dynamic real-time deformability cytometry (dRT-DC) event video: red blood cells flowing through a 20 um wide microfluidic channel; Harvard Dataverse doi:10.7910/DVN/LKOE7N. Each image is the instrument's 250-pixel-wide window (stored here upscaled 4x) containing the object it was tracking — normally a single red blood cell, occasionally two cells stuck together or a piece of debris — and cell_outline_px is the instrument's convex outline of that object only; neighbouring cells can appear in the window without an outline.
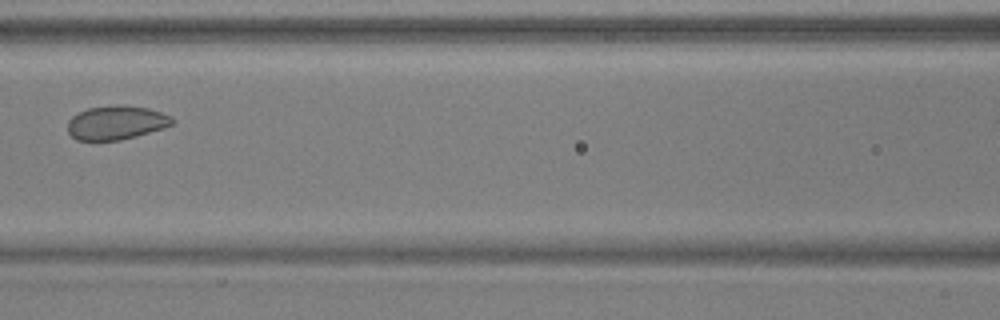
{"species": "common noctule bat (a hibernating species)", "species_latin": "Nyctalus noctula", "temperature_condition": "warm", "stored_images_in_passage": 4, "camera_frame_rate_fps": 3000, "um_per_image_px": 0.085, "animal": {"sex": "male", "body_mass_g": 17.9, "forearm_length_mm": 54.2}, "frame": {"image": 1, "passage_image": 4, "time_ms": 1.0, "image_size_px": [1000, 320], "cell_outline_px": [[176, 120], [172, 124], [164, 128], [136, 136], [120, 140], [76, 140], [68, 132], [68, 120], [72, 116], [88, 108], [116, 104], [124, 104], [148, 108], [172, 116]], "centroid_in_image_um": [9.9, 10.41], "position_along_channel_um": 156.7, "area_um2": 20.81}}